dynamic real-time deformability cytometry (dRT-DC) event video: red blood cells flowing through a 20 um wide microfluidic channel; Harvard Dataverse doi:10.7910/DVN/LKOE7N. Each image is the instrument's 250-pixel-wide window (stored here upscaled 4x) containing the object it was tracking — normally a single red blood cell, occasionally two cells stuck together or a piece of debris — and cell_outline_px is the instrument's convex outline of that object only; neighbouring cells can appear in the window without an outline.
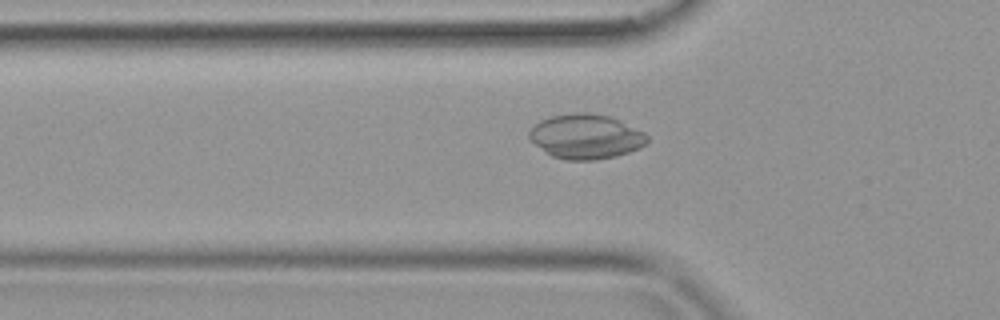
{"species": "common noctule bat (a hibernating species)", "species_latin": "Nyctalus noctula", "temperature_condition": "warm", "stored_images_in_passage": 39, "camera_frame_rate_fps": 3000, "um_per_image_px": 0.085, "animal": {"sex": "female", "body_mass_g": 19.9}, "frame": {"image": 1, "passage_image": 13, "time_ms": 4.0, "image_size_px": [1000, 320], "cell_outline_px": [[648, 140], [640, 148], [616, 156], [596, 160], [564, 160], [552, 156], [544, 152], [528, 140], [528, 132], [540, 120], [552, 116], [572, 112], [588, 112], [608, 116], [620, 120], [644, 132], [648, 136]], "centroid_in_image_um": [49.76, 11.61], "position_along_channel_um": 76.0, "area_um2": 30.98}}
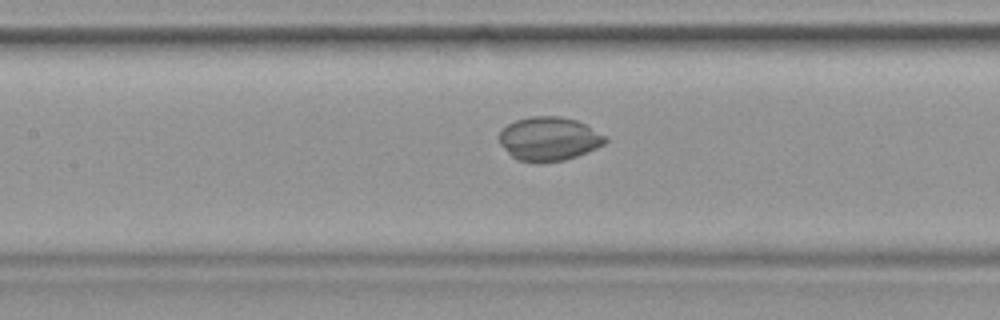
{"frame": {"image": 2, "passage_image": 18, "time_ms": 5.667, "image_size_px": [1000, 320], "cell_outline_px": [[608, 140], [604, 144], [588, 152], [564, 160], [544, 164], [532, 164], [516, 160], [500, 144], [496, 136], [508, 124], [516, 120], [532, 116], [560, 116], [576, 120], [584, 124], [604, 136]], "centroid_in_image_um": [46.61, 11.83], "position_along_channel_um": 160.8, "area_um2": 27.34}}
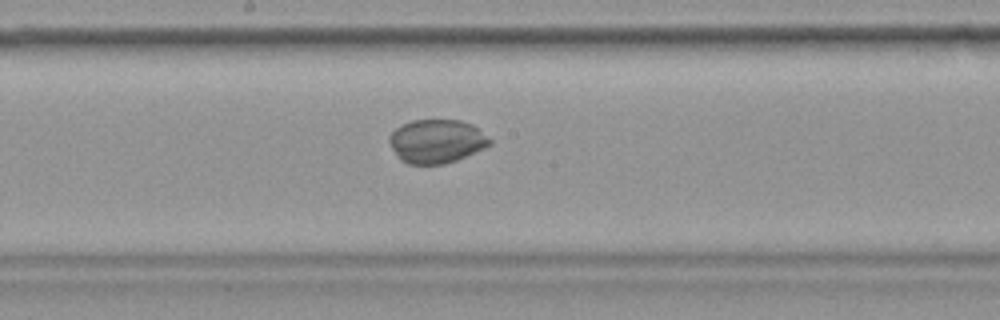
{"frame": {"image": 3, "passage_image": 21, "time_ms": 6.667, "image_size_px": [1000, 320], "cell_outline_px": [[492, 144], [484, 148], [456, 160], [444, 164], [408, 164], [400, 160], [396, 156], [388, 140], [388, 136], [400, 124], [412, 120], [460, 120], [472, 124], [492, 140]], "centroid_in_image_um": [37.08, 12.0], "position_along_channel_um": 211.1, "area_um2": 25.66}}